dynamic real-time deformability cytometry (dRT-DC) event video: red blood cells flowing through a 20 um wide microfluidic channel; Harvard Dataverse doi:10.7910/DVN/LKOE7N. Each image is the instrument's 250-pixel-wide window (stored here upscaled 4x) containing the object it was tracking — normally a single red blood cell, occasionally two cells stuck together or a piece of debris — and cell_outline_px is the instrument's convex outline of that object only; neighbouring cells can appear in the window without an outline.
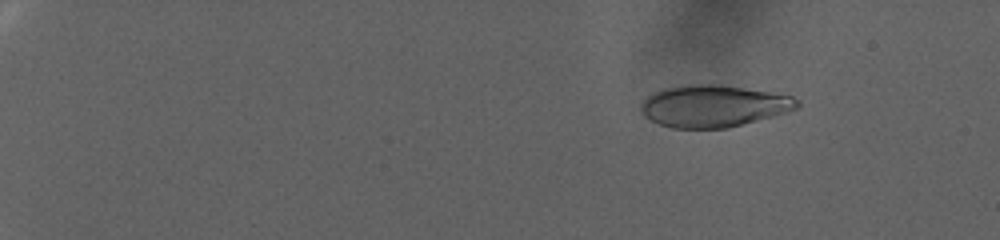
{"species": "human", "species_latin": "Homo sapiens", "temperature_condition": "warm", "stored_images_in_passage": 94, "camera_frame_rate_fps": 3000, "um_per_image_px": 0.085, "donor": {"sex": "female"}, "frame": {"image": 1, "passage_image": 15, "time_ms": 4.667, "image_size_px": [1000, 240], "cell_outline_px": [[800, 108], [772, 116], [728, 128], [672, 128], [660, 124], [644, 116], [640, 108], [640, 104], [648, 96], [664, 88], [688, 84], [720, 84], [792, 96], [800, 100]], "centroid_in_image_um": [60.66, 9.01], "position_along_channel_um": 24.3, "area_um2": 38.03}}
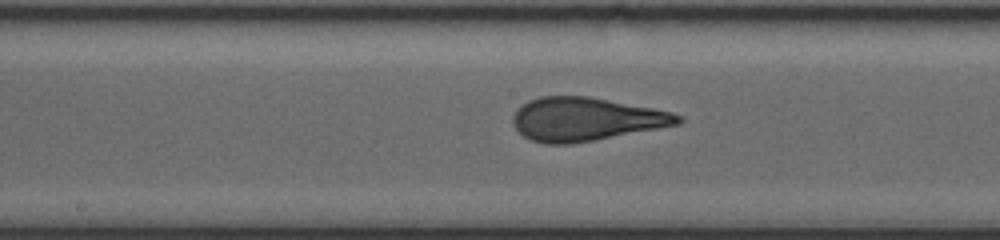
{"frame": {"image": 2, "passage_image": 57, "time_ms": 18.667, "image_size_px": [1000, 240], "cell_outline_px": [[684, 120], [680, 124], [596, 140], [572, 144], [544, 144], [532, 140], [524, 136], [512, 124], [512, 116], [516, 108], [528, 100], [540, 96], [588, 96], [652, 108], [672, 112], [680, 116]], "centroid_in_image_um": [49.76, 10.13], "position_along_channel_um": 198.4, "area_um2": 41.85}}
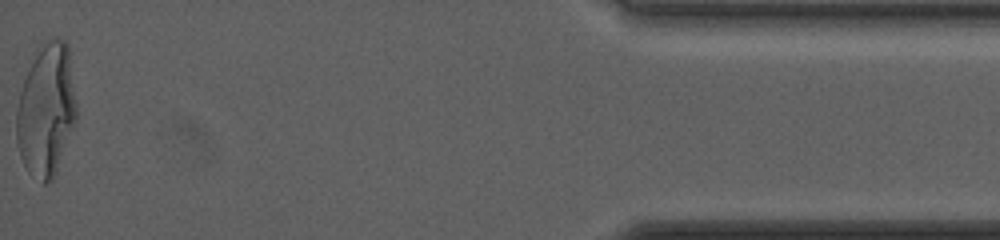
{"frame": {"image": 3, "passage_image": 94, "time_ms": 31.0, "image_size_px": [1000, 240], "cell_outline_px": [[76, 120], [56, 172], [52, 180], [44, 184], [28, 172], [20, 156], [16, 140], [16, 108], [20, 92], [32, 52], [40, 44], [48, 40], [64, 40], [68, 44], [76, 104]], "centroid_in_image_um": [3.91, 9.32], "position_along_channel_um": 431.3, "area_um2": 46.59}, "authors_computed_cell_mechanics": {"area_um2": 40.7779, "velocity_mm_per_s": 2.412, "shape_relaxation_time_tau1_ms": 8.7442, "shape_relaxation_time_tau2_ms": null, "deformation_change_tau1": 0.2673, "deformation_change_tau2": null}}